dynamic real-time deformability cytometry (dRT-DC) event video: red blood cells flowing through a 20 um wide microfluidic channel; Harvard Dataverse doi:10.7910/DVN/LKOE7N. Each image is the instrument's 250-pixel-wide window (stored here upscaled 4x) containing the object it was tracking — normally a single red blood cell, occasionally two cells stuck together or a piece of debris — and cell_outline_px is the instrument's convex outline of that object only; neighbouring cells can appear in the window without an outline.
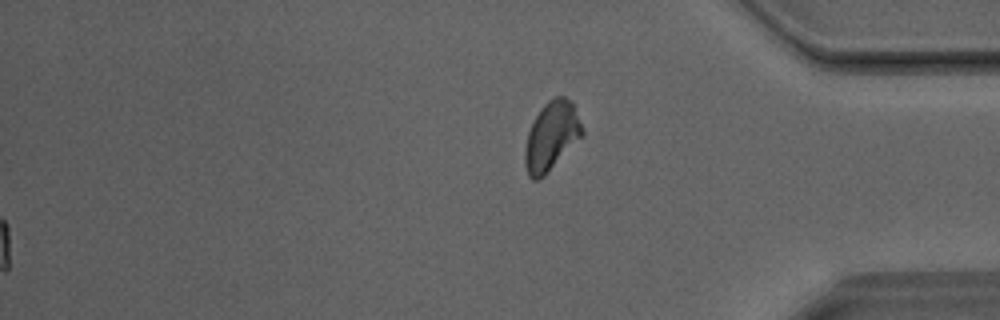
{"species": "Egyptian fruit bat (a non-hibernating species)", "species_latin": "Rousettus aegyptiacus", "temperature_condition": "room temperature", "stored_images_in_passage": 42, "segment_of_instrument_passage": [2, 2], "camera_frame_rate_fps": 3000, "um_per_image_px": 0.085, "animal": {"sex": "male"}, "frame": {"image": 1, "passage_image": 42, "time_ms": 13.667, "image_size_px": [1000, 320], "cell_outline_px": [[584, 136], [544, 176], [536, 180], [532, 180], [528, 176], [524, 164], [524, 148], [528, 132], [540, 108], [548, 100], [556, 96], [564, 96], [572, 104], [584, 132]], "centroid_in_image_um": [46.85, 11.61], "position_along_channel_um": 388.3, "area_um2": 22.95}}